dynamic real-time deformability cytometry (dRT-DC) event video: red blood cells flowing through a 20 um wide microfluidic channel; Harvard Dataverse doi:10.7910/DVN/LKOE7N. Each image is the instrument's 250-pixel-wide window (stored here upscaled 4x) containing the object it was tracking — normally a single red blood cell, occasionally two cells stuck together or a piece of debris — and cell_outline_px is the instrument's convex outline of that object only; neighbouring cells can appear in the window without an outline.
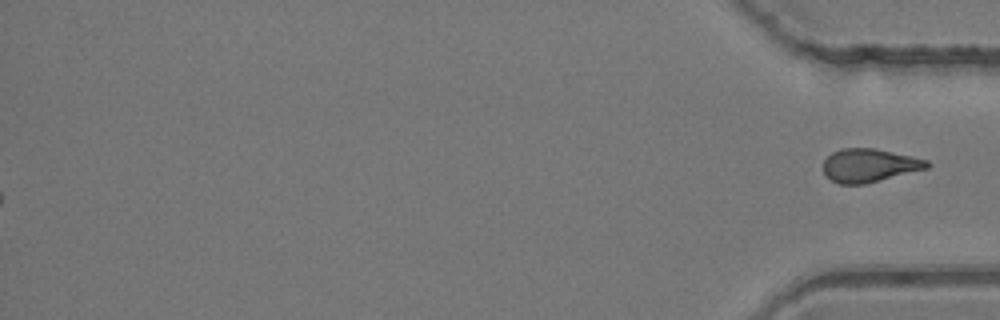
{"species": "common noctule bat (a hibernating species)", "species_latin": "Nyctalus noctula", "temperature_condition": "room temperature", "stored_images_in_passage": 44, "segment_of_instrument_passage": [2, 2], "camera_frame_rate_fps": 3000, "um_per_image_px": 0.085, "animal": {"sex": "female", "body_mass_g": 24.6, "forearm_length_mm": 56.2}, "frame": {"image": 1, "passage_image": 44, "time_ms": 14.333, "image_size_px": [1000, 320], "cell_outline_px": [[932, 164], [928, 168], [864, 184], [840, 184], [824, 176], [824, 160], [832, 152], [840, 148], [872, 148], [912, 156], [928, 160]], "centroid_in_image_um": [73.88, 14.05], "position_along_channel_um": 361.3, "area_um2": 20.11}}